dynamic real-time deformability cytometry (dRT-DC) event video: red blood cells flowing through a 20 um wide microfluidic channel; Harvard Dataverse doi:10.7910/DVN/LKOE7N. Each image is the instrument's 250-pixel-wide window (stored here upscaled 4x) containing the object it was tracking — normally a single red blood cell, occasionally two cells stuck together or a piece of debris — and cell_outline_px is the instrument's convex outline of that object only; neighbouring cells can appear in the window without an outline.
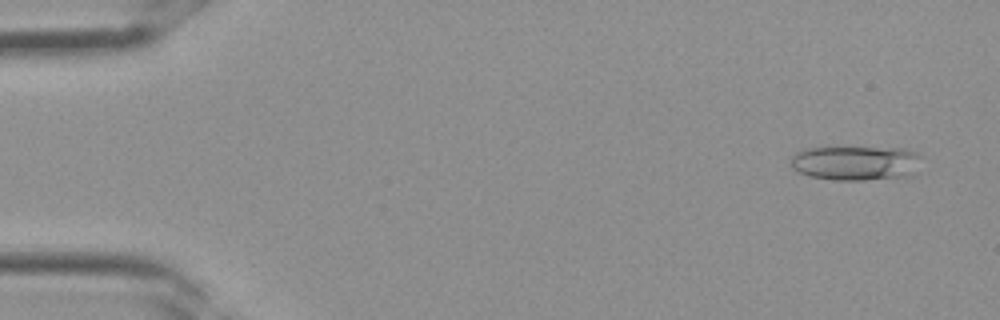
{"species": "Egyptian fruit bat (a non-hibernating species)", "species_latin": "Rousettus aegyptiacus", "temperature_condition": "room temperature", "stored_images_in_passage": 32, "camera_frame_rate_fps": 3000, "um_per_image_px": 0.085, "frame": {"image": 1, "passage_image": 1, "time_ms": 0.0, "image_size_px": [1000, 320], "cell_outline_px": [[920, 156], [912, 176], [864, 180], [836, 180], [808, 176], [792, 168], [788, 164], [792, 156], [796, 152], [804, 148], [908, 148], [916, 152]], "centroid_in_image_um": [72.7, 13.86], "position_along_channel_um": 12.3, "area_um2": 26.36}}
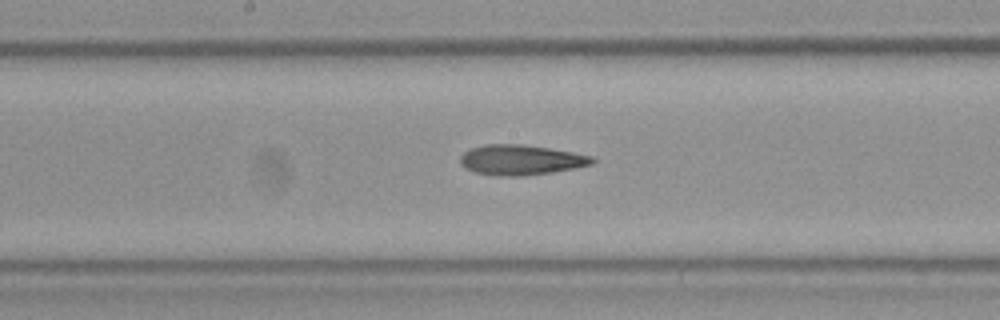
{"frame": {"image": 2, "passage_image": 17, "time_ms": 5.333, "image_size_px": [1000, 320], "cell_outline_px": [[596, 160], [592, 164], [576, 168], [552, 172], [524, 176], [500, 176], [476, 172], [464, 168], [460, 164], [460, 156], [464, 152], [472, 148], [484, 144], [520, 144], [548, 148], [572, 152], [592, 156]], "centroid_in_image_um": [44.27, 13.59], "position_along_channel_um": 203.9, "area_um2": 23.18}}
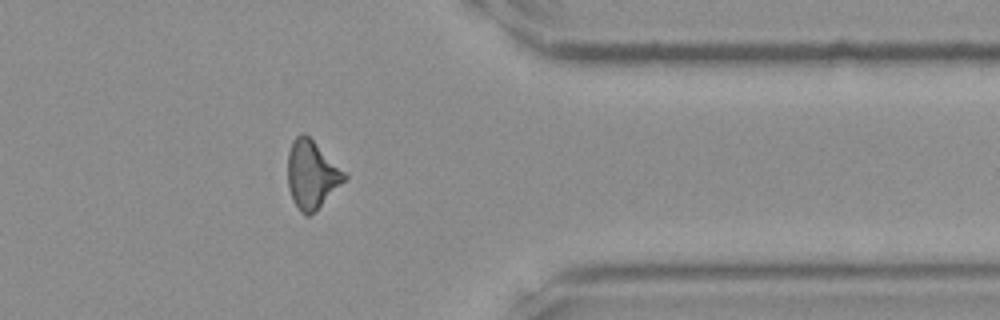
{"frame": {"image": 3, "passage_image": 27, "time_ms": 8.667, "image_size_px": [1000, 320], "cell_outline_px": [[348, 176], [308, 216], [304, 216], [300, 212], [292, 200], [288, 188], [288, 152], [292, 140], [300, 132], [304, 132], [348, 172]], "centroid_in_image_um": [26.48, 14.78], "position_along_channel_um": 384.9, "area_um2": 22.37}}